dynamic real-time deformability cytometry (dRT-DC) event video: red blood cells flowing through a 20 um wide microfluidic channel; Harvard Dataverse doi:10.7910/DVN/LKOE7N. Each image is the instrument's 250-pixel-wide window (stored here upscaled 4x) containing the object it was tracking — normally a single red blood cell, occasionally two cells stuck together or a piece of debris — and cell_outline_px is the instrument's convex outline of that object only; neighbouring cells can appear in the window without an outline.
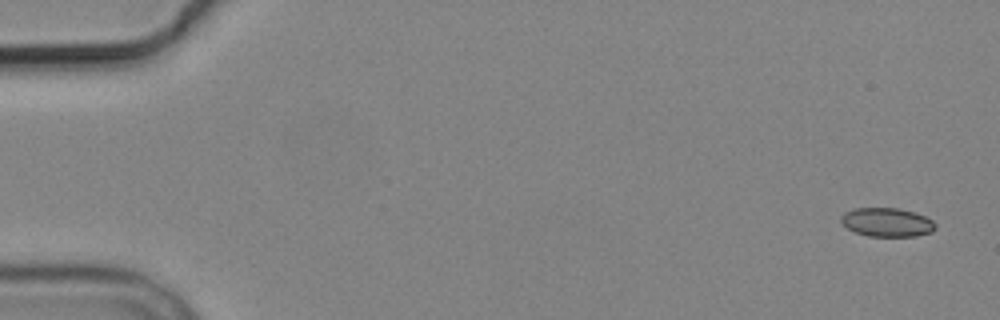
{"species": "common noctule bat (a hibernating species)", "species_latin": "Nyctalus noctula", "temperature_condition": "cold", "stored_images_in_passage": 5, "camera_frame_rate_fps": 3000, "um_per_image_px": 0.085, "animal": {"sex": "male", "body_mass_g": 19.2, "forearm_length_mm": 51.8}, "frame": {"image": 1, "passage_image": 1, "time_ms": 0.0, "image_size_px": [1000, 320], "cell_outline_px": [[936, 228], [932, 232], [916, 236], [868, 236], [856, 232], [848, 228], [840, 220], [840, 216], [844, 212], [852, 208], [900, 208], [924, 216], [932, 220], [936, 224]], "centroid_in_image_um": [75.39, 18.89], "position_along_channel_um": 9.6, "area_um2": 15.84}}
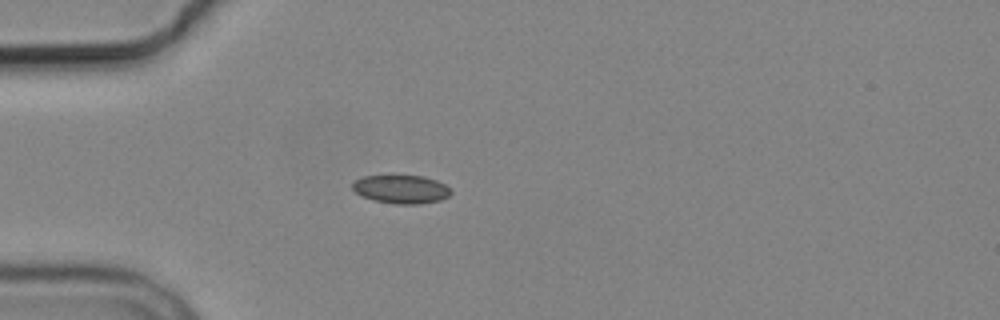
{"frame": {"image": 2, "passage_image": 5, "time_ms": 4.667, "image_size_px": [1000, 320], "cell_outline_px": [[452, 192], [448, 196], [440, 200], [420, 204], [396, 204], [372, 200], [356, 192], [352, 188], [352, 184], [356, 180], [364, 176], [388, 172], [392, 172], [424, 176], [436, 180], [452, 188]], "centroid_in_image_um": [34.1, 16.02], "position_along_channel_um": 50.9, "area_um2": 17.17}}